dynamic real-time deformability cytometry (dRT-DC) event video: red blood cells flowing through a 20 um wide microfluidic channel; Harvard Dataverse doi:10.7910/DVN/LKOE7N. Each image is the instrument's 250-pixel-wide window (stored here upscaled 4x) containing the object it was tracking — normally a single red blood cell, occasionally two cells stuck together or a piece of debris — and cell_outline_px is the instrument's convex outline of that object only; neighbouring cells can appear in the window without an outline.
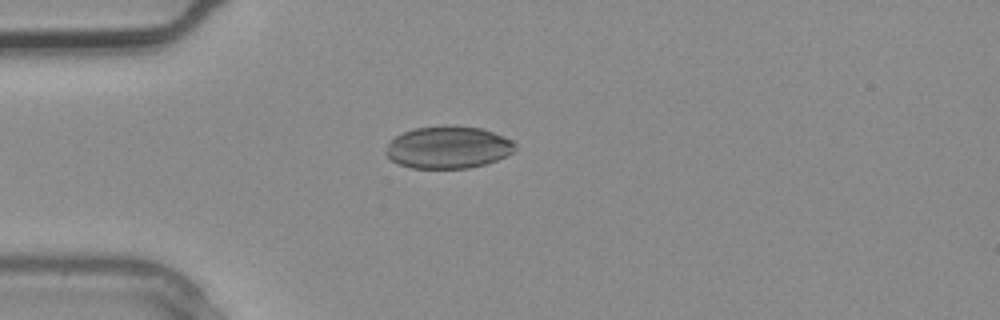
{"species": "common noctule bat (a hibernating species)", "species_latin": "Nyctalus noctula", "temperature_condition": "warm", "stored_images_in_passage": 2, "camera_frame_rate_fps": 3000, "um_per_image_px": 0.085, "animal": {"sex": "male", "body_mass_g": 20.4}, "frame": {"image": 1, "passage_image": 2, "time_ms": 0.333, "image_size_px": [1000, 320], "cell_outline_px": [[516, 148], [512, 152], [496, 160], [484, 164], [468, 168], [412, 168], [400, 164], [392, 160], [384, 152], [388, 144], [396, 136], [404, 132], [416, 128], [448, 124], [484, 128], [504, 136], [512, 140], [516, 144]], "centroid_in_image_um": [38.11, 12.5], "position_along_channel_um": 46.9, "area_um2": 31.91}}